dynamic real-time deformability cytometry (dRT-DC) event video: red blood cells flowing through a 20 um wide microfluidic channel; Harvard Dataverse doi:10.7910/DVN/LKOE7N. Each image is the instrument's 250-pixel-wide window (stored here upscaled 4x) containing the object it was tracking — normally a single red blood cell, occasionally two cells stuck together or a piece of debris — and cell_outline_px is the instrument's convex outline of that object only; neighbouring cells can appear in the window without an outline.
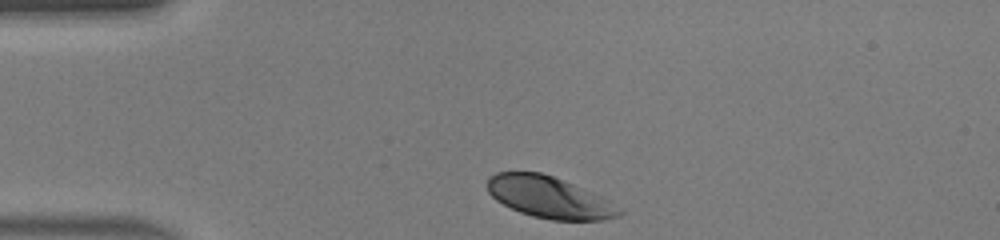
{"species": "human", "species_latin": "Homo sapiens", "temperature_condition": "warm", "stored_images_in_passage": 29, "camera_frame_rate_fps": 3000, "um_per_image_px": 0.085, "donor": {"sex": "male"}, "frame": {"image": 1, "passage_image": 1, "time_ms": 0.0, "image_size_px": [1000, 240], "cell_outline_px": [[624, 212], [620, 216], [604, 220], [552, 220], [532, 216], [520, 212], [496, 200], [488, 192], [484, 184], [488, 176], [496, 172], [540, 172], [552, 176], [592, 192]], "centroid_in_image_um": [46.6, 16.76], "position_along_channel_um": 38.4, "area_um2": 31.67}}
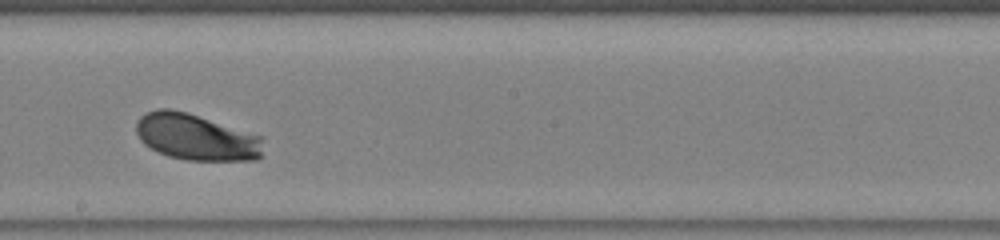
{"frame": {"image": 2, "passage_image": 17, "time_ms": 5.333, "image_size_px": [1000, 240], "cell_outline_px": [[264, 136], [260, 156], [256, 160], [188, 160], [168, 156], [144, 144], [140, 140], [136, 132], [136, 120], [144, 112], [156, 108], [168, 108], [188, 112]], "centroid_in_image_um": [16.66, 11.63], "position_along_channel_um": 231.5, "area_um2": 34.68}}
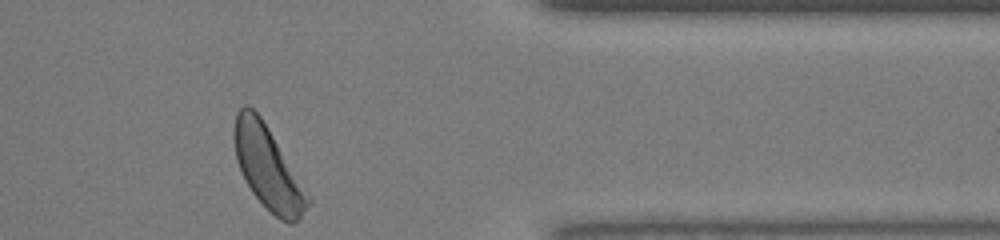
{"frame": {"image": 3, "passage_image": 29, "time_ms": 9.333, "image_size_px": [1000, 240], "cell_outline_px": [[312, 204], [292, 224], [288, 224], [280, 220], [252, 192], [236, 160], [232, 136], [232, 132], [236, 112], [244, 104], [248, 104], [260, 116], [312, 200]], "centroid_in_image_um": [22.74, 14.24], "position_along_channel_um": 388.7, "area_um2": 34.85}, "authors_computed_cell_mechanics": {"area_um2": 33.4662, "velocity_mm_per_s": 4.3667, "shape_relaxation_time_tau1_ms": 1.161, "shape_relaxation_time_tau2_ms": 3.1166, "deformation_change_tau1": 0.0978, "deformation_change_tau2": 0.0885}}